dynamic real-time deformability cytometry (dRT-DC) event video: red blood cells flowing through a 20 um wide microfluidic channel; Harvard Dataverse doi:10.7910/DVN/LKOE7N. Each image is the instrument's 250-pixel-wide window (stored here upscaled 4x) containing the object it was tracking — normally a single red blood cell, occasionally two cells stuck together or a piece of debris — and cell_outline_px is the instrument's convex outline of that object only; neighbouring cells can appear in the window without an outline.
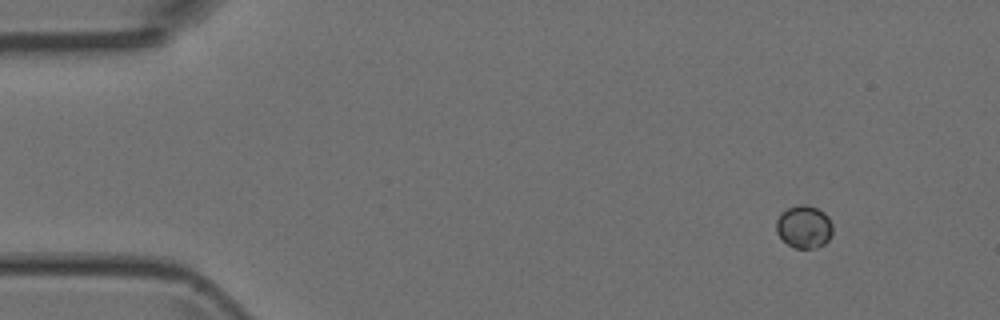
{"species": "Egyptian fruit bat (a non-hibernating species)", "species_latin": "Rousettus aegyptiacus", "temperature_condition": "room temperature", "stored_images_in_passage": 5, "camera_frame_rate_fps": 3000, "um_per_image_px": 0.085, "animal": {"sex": "female"}, "frame": {"image": 1, "passage_image": 1, "time_ms": 0.0, "image_size_px": [1000, 320], "cell_outline_px": [[832, 236], [824, 244], [816, 248], [796, 248], [788, 244], [776, 232], [776, 220], [780, 212], [788, 208], [800, 204], [808, 204], [824, 212], [828, 216], [832, 224]], "centroid_in_image_um": [68.35, 19.26], "position_along_channel_um": 16.7, "area_um2": 14.16}}
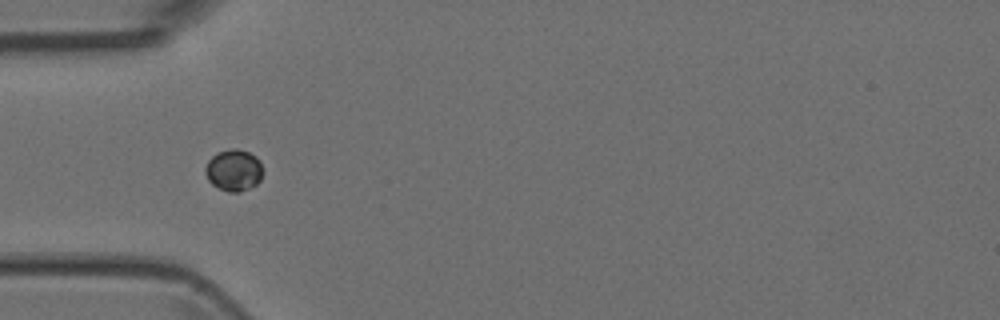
{"frame": {"image": 2, "passage_image": 4, "time_ms": 3.667, "image_size_px": [1000, 320], "cell_outline_px": [[264, 172], [260, 180], [256, 184], [240, 192], [228, 192], [212, 184], [208, 180], [204, 172], [204, 168], [208, 160], [216, 152], [232, 148], [236, 148], [248, 152], [256, 156], [260, 160]], "centroid_in_image_um": [19.87, 14.45], "position_along_channel_um": 65.1, "area_um2": 14.16}}
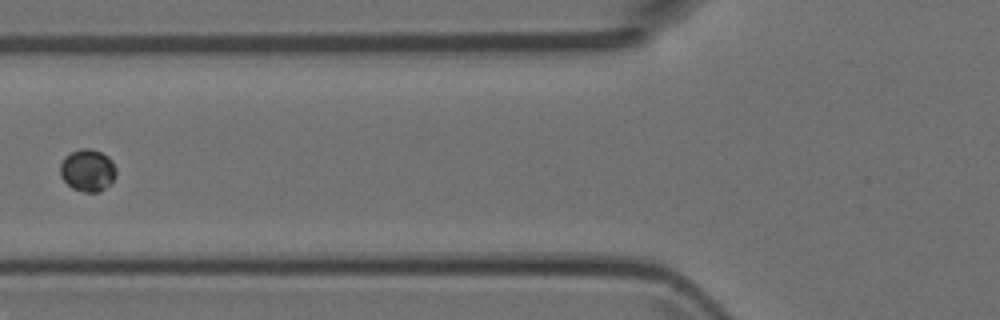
{"frame": {"image": 3, "passage_image": 5, "time_ms": 5.0, "image_size_px": [1000, 320], "cell_outline_px": [[116, 176], [100, 192], [84, 192], [72, 188], [60, 176], [60, 164], [64, 156], [80, 148], [88, 148], [100, 152], [108, 156], [112, 160], [116, 168]], "centroid_in_image_um": [7.44, 14.47], "position_along_channel_um": 118.4, "area_um2": 13.76}}